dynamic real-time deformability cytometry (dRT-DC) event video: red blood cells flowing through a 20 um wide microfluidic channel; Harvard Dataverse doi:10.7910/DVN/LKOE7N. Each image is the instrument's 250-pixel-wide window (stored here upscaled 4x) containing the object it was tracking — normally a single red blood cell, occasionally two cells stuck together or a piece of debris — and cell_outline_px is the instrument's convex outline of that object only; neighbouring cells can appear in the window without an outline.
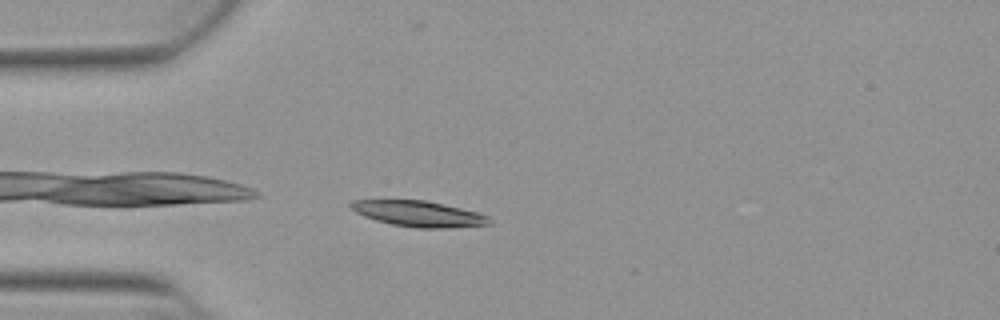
{"species": "Egyptian fruit bat (a non-hibernating species)", "species_latin": "Rousettus aegyptiacus", "temperature_condition": "warm", "stored_images_in_passage": 39, "camera_frame_rate_fps": 3000, "um_per_image_px": 0.085, "animal": {"sex": "female"}, "frame": {"image": 1, "passage_image": 1, "time_ms": 0.0, "image_size_px": [1000, 320], "cell_outline_px": [[492, 224], [448, 228], [416, 228], [392, 224], [376, 220], [364, 216], [356, 212], [348, 204], [352, 200], [424, 200], [460, 208], [476, 212], [488, 216], [492, 220]], "centroid_in_image_um": [35.59, 18.17], "position_along_channel_um": 49.4, "area_um2": 20.63}}
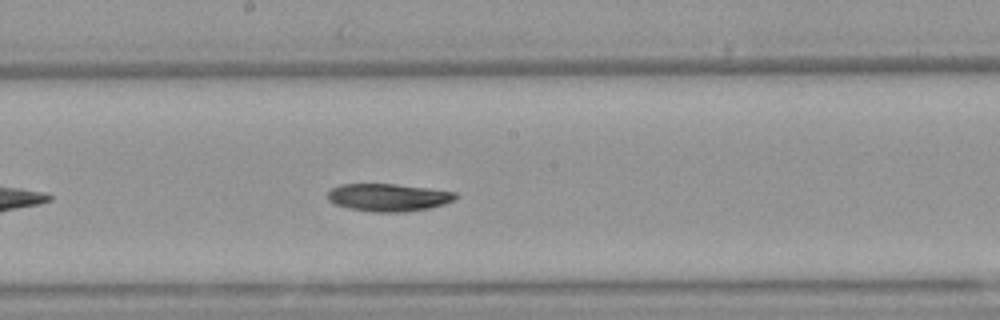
{"frame": {"image": 2, "passage_image": 15, "time_ms": 4.667, "image_size_px": [1000, 320], "cell_outline_px": [[456, 196], [452, 200], [444, 204], [428, 208], [408, 212], [372, 212], [348, 208], [336, 204], [328, 200], [328, 192], [332, 188], [340, 184], [396, 184], [428, 188], [456, 192]], "centroid_in_image_um": [32.99, 16.78], "position_along_channel_um": 215.2, "area_um2": 20.52}}
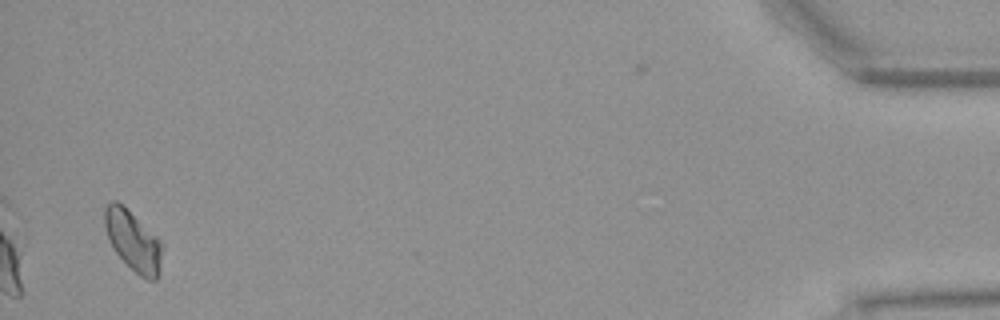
{"frame": {"image": 3, "passage_image": 38, "time_ms": 12.333, "image_size_px": [1000, 320], "cell_outline_px": [[164, 244], [160, 272], [156, 280], [148, 280], [140, 276], [112, 248], [104, 224], [104, 208], [112, 200], [116, 200], [156, 236]], "centroid_in_image_um": [11.34, 20.5], "position_along_channel_um": 423.9, "area_um2": 19.88}, "authors_computed_cell_mechanics": {"area_um2": 20.4034, "velocity_mm_per_s": 3.8434, "shape_relaxation_time_tau1_ms": 3.0831, "shape_relaxation_time_tau2_ms": null, "deformation_change_tau1": 0.1175, "deformation_change_tau2": null}}